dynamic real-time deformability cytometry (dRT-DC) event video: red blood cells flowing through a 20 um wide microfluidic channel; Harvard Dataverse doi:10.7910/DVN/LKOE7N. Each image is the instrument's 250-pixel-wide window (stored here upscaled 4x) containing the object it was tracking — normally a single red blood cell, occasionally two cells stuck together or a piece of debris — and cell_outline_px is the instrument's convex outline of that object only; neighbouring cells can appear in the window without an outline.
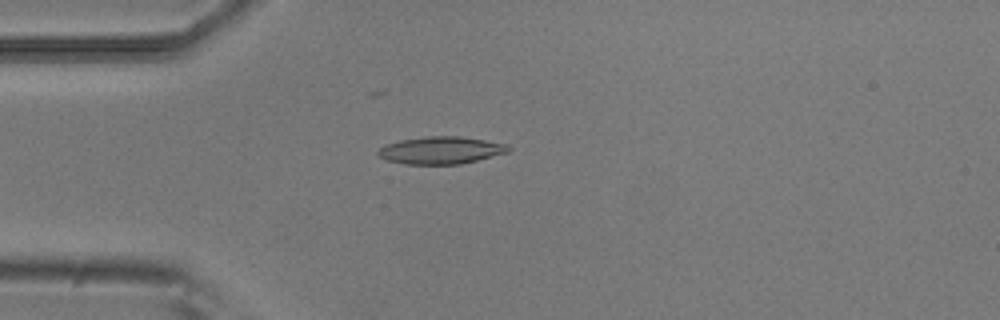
{"species": "common noctule bat (a hibernating species)", "species_latin": "Nyctalus noctula", "temperature_condition": "room temperature", "stored_images_in_passage": 4, "camera_frame_rate_fps": 3000, "um_per_image_px": 0.085, "animal": {"sex": "male", "body_mass_g": 20.5, "forearm_length_mm": 52.5}, "frame": {"image": 1, "passage_image": 4, "time_ms": 1.0, "image_size_px": [1000, 320], "cell_outline_px": [[512, 148], [508, 152], [460, 164], [404, 164], [388, 160], [380, 156], [376, 152], [380, 148], [388, 144], [400, 140], [428, 136], [460, 136], [508, 144]], "centroid_in_image_um": [37.5, 12.77], "position_along_channel_um": 47.5, "area_um2": 20.58}}